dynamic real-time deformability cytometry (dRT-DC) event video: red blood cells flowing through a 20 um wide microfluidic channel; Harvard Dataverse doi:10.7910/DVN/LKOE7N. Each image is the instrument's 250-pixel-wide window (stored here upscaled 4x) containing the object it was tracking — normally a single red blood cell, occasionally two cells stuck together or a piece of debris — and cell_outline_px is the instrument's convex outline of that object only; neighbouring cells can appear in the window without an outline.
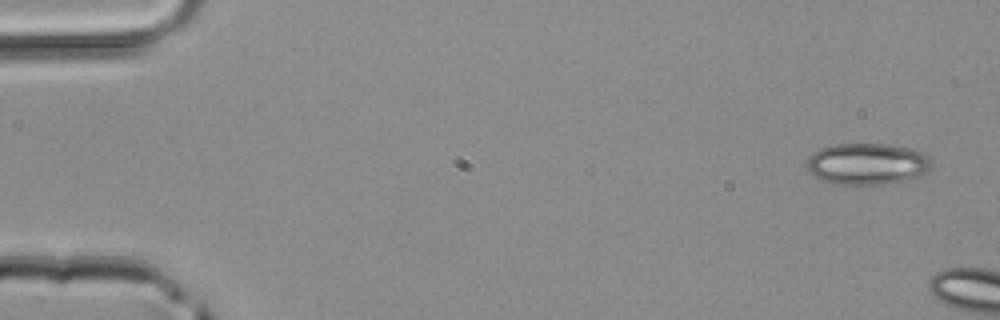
{"species": "common noctule bat (a hibernating species)", "species_latin": "Nyctalus noctula", "temperature_condition": "room temperature", "stored_images_in_passage": 5, "camera_frame_rate_fps": 3000, "um_per_image_px": 0.085, "animal": {"sex": "male", "body_mass_g": 20.4}, "frame": {"image": 1, "passage_image": 1, "time_ms": 0.0, "image_size_px": [1000, 320], "cell_outline_px": [[932, 168], [920, 176], [912, 180], [884, 184], [832, 184], [820, 180], [808, 168], [808, 156], [812, 152], [820, 148], [836, 144], [888, 144], [912, 148], [924, 152], [932, 160]], "centroid_in_image_um": [73.78, 13.93], "position_along_channel_um": 11.2, "area_um2": 30.58}}